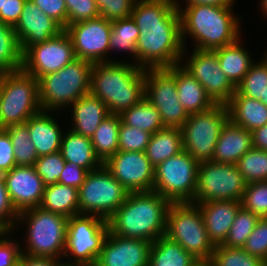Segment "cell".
<instances>
[{
	"instance_id": "obj_1",
	"label": "cell",
	"mask_w": 267,
	"mask_h": 266,
	"mask_svg": "<svg viewBox=\"0 0 267 266\" xmlns=\"http://www.w3.org/2000/svg\"><path fill=\"white\" fill-rule=\"evenodd\" d=\"M132 19L139 28L137 66L169 68L181 62L180 12L173 0H136Z\"/></svg>"
},
{
	"instance_id": "obj_2",
	"label": "cell",
	"mask_w": 267,
	"mask_h": 266,
	"mask_svg": "<svg viewBox=\"0 0 267 266\" xmlns=\"http://www.w3.org/2000/svg\"><path fill=\"white\" fill-rule=\"evenodd\" d=\"M177 9L184 48L189 47L187 43L190 41L187 40H191L193 49L214 51L243 36L242 15L235 13L234 6L194 4L178 6Z\"/></svg>"
},
{
	"instance_id": "obj_3",
	"label": "cell",
	"mask_w": 267,
	"mask_h": 266,
	"mask_svg": "<svg viewBox=\"0 0 267 266\" xmlns=\"http://www.w3.org/2000/svg\"><path fill=\"white\" fill-rule=\"evenodd\" d=\"M170 204L154 190L129 193L124 203L106 220L108 231L153 243L165 235Z\"/></svg>"
},
{
	"instance_id": "obj_4",
	"label": "cell",
	"mask_w": 267,
	"mask_h": 266,
	"mask_svg": "<svg viewBox=\"0 0 267 266\" xmlns=\"http://www.w3.org/2000/svg\"><path fill=\"white\" fill-rule=\"evenodd\" d=\"M90 93L106 104L110 114L120 115L145 97V69L134 63H94Z\"/></svg>"
},
{
	"instance_id": "obj_5",
	"label": "cell",
	"mask_w": 267,
	"mask_h": 266,
	"mask_svg": "<svg viewBox=\"0 0 267 266\" xmlns=\"http://www.w3.org/2000/svg\"><path fill=\"white\" fill-rule=\"evenodd\" d=\"M67 222V217L43 210L40 207L20 212L13 233L25 229L22 231L25 233L21 238L23 242H20L21 254L63 259L66 248Z\"/></svg>"
},
{
	"instance_id": "obj_6",
	"label": "cell",
	"mask_w": 267,
	"mask_h": 266,
	"mask_svg": "<svg viewBox=\"0 0 267 266\" xmlns=\"http://www.w3.org/2000/svg\"><path fill=\"white\" fill-rule=\"evenodd\" d=\"M92 67L89 61L76 58L59 71L38 78L41 109L62 113L83 95L90 93Z\"/></svg>"
},
{
	"instance_id": "obj_7",
	"label": "cell",
	"mask_w": 267,
	"mask_h": 266,
	"mask_svg": "<svg viewBox=\"0 0 267 266\" xmlns=\"http://www.w3.org/2000/svg\"><path fill=\"white\" fill-rule=\"evenodd\" d=\"M164 236L197 260H210L216 247L209 239L199 206L191 202L169 205Z\"/></svg>"
},
{
	"instance_id": "obj_8",
	"label": "cell",
	"mask_w": 267,
	"mask_h": 266,
	"mask_svg": "<svg viewBox=\"0 0 267 266\" xmlns=\"http://www.w3.org/2000/svg\"><path fill=\"white\" fill-rule=\"evenodd\" d=\"M41 110L36 78L22 69L0 74V117L4 129L27 122Z\"/></svg>"
},
{
	"instance_id": "obj_9",
	"label": "cell",
	"mask_w": 267,
	"mask_h": 266,
	"mask_svg": "<svg viewBox=\"0 0 267 266\" xmlns=\"http://www.w3.org/2000/svg\"><path fill=\"white\" fill-rule=\"evenodd\" d=\"M228 120V109L224 104H216L207 111L190 114L180 128L183 150L198 163L212 161L218 137Z\"/></svg>"
},
{
	"instance_id": "obj_10",
	"label": "cell",
	"mask_w": 267,
	"mask_h": 266,
	"mask_svg": "<svg viewBox=\"0 0 267 266\" xmlns=\"http://www.w3.org/2000/svg\"><path fill=\"white\" fill-rule=\"evenodd\" d=\"M79 214L107 220L126 200L129 192L102 165L90 171L78 189Z\"/></svg>"
},
{
	"instance_id": "obj_11",
	"label": "cell",
	"mask_w": 267,
	"mask_h": 266,
	"mask_svg": "<svg viewBox=\"0 0 267 266\" xmlns=\"http://www.w3.org/2000/svg\"><path fill=\"white\" fill-rule=\"evenodd\" d=\"M199 163L185 150L155 167L153 190L171 203L192 202Z\"/></svg>"
},
{
	"instance_id": "obj_12",
	"label": "cell",
	"mask_w": 267,
	"mask_h": 266,
	"mask_svg": "<svg viewBox=\"0 0 267 266\" xmlns=\"http://www.w3.org/2000/svg\"><path fill=\"white\" fill-rule=\"evenodd\" d=\"M247 183L236 164L199 163L193 204L208 201H241Z\"/></svg>"
},
{
	"instance_id": "obj_13",
	"label": "cell",
	"mask_w": 267,
	"mask_h": 266,
	"mask_svg": "<svg viewBox=\"0 0 267 266\" xmlns=\"http://www.w3.org/2000/svg\"><path fill=\"white\" fill-rule=\"evenodd\" d=\"M107 234L106 220L96 215L79 214L68 218L63 259L94 266Z\"/></svg>"
},
{
	"instance_id": "obj_14",
	"label": "cell",
	"mask_w": 267,
	"mask_h": 266,
	"mask_svg": "<svg viewBox=\"0 0 267 266\" xmlns=\"http://www.w3.org/2000/svg\"><path fill=\"white\" fill-rule=\"evenodd\" d=\"M145 98L159 111L165 127L181 128L189 117L179 102L176 65L145 69Z\"/></svg>"
},
{
	"instance_id": "obj_15",
	"label": "cell",
	"mask_w": 267,
	"mask_h": 266,
	"mask_svg": "<svg viewBox=\"0 0 267 266\" xmlns=\"http://www.w3.org/2000/svg\"><path fill=\"white\" fill-rule=\"evenodd\" d=\"M184 48L180 64L205 88L215 104L226 105L236 92V87L222 72L213 51ZM189 53V54H188Z\"/></svg>"
},
{
	"instance_id": "obj_16",
	"label": "cell",
	"mask_w": 267,
	"mask_h": 266,
	"mask_svg": "<svg viewBox=\"0 0 267 266\" xmlns=\"http://www.w3.org/2000/svg\"><path fill=\"white\" fill-rule=\"evenodd\" d=\"M64 30L69 35L75 57L90 63L124 62L110 57L111 21L97 17L88 21L68 25ZM109 55V56H108Z\"/></svg>"
},
{
	"instance_id": "obj_17",
	"label": "cell",
	"mask_w": 267,
	"mask_h": 266,
	"mask_svg": "<svg viewBox=\"0 0 267 266\" xmlns=\"http://www.w3.org/2000/svg\"><path fill=\"white\" fill-rule=\"evenodd\" d=\"M76 59L72 41L65 30L23 52L21 69L34 78L55 73Z\"/></svg>"
},
{
	"instance_id": "obj_18",
	"label": "cell",
	"mask_w": 267,
	"mask_h": 266,
	"mask_svg": "<svg viewBox=\"0 0 267 266\" xmlns=\"http://www.w3.org/2000/svg\"><path fill=\"white\" fill-rule=\"evenodd\" d=\"M103 165L129 193L153 190L155 168L145 152L117 151Z\"/></svg>"
},
{
	"instance_id": "obj_19",
	"label": "cell",
	"mask_w": 267,
	"mask_h": 266,
	"mask_svg": "<svg viewBox=\"0 0 267 266\" xmlns=\"http://www.w3.org/2000/svg\"><path fill=\"white\" fill-rule=\"evenodd\" d=\"M152 242L108 234L94 266H149Z\"/></svg>"
},
{
	"instance_id": "obj_20",
	"label": "cell",
	"mask_w": 267,
	"mask_h": 266,
	"mask_svg": "<svg viewBox=\"0 0 267 266\" xmlns=\"http://www.w3.org/2000/svg\"><path fill=\"white\" fill-rule=\"evenodd\" d=\"M3 177L10 200L18 213L40 206L45 185L34 166H15Z\"/></svg>"
},
{
	"instance_id": "obj_21",
	"label": "cell",
	"mask_w": 267,
	"mask_h": 266,
	"mask_svg": "<svg viewBox=\"0 0 267 266\" xmlns=\"http://www.w3.org/2000/svg\"><path fill=\"white\" fill-rule=\"evenodd\" d=\"M13 28L22 52L36 43L47 41L64 30L57 21L41 11L32 0H26L20 18Z\"/></svg>"
},
{
	"instance_id": "obj_22",
	"label": "cell",
	"mask_w": 267,
	"mask_h": 266,
	"mask_svg": "<svg viewBox=\"0 0 267 266\" xmlns=\"http://www.w3.org/2000/svg\"><path fill=\"white\" fill-rule=\"evenodd\" d=\"M59 113L62 114L41 110L25 122L38 157L59 152L61 149V139L65 128L61 125L62 122L57 120L59 118L55 114L59 115Z\"/></svg>"
},
{
	"instance_id": "obj_23",
	"label": "cell",
	"mask_w": 267,
	"mask_h": 266,
	"mask_svg": "<svg viewBox=\"0 0 267 266\" xmlns=\"http://www.w3.org/2000/svg\"><path fill=\"white\" fill-rule=\"evenodd\" d=\"M209 239L217 246L228 237L229 229L241 208L240 201H208L198 203Z\"/></svg>"
},
{
	"instance_id": "obj_24",
	"label": "cell",
	"mask_w": 267,
	"mask_h": 266,
	"mask_svg": "<svg viewBox=\"0 0 267 266\" xmlns=\"http://www.w3.org/2000/svg\"><path fill=\"white\" fill-rule=\"evenodd\" d=\"M71 113L70 127L77 134L91 138L100 123L110 114L105 103L91 93L83 95L65 111ZM72 118V119H71Z\"/></svg>"
},
{
	"instance_id": "obj_25",
	"label": "cell",
	"mask_w": 267,
	"mask_h": 266,
	"mask_svg": "<svg viewBox=\"0 0 267 266\" xmlns=\"http://www.w3.org/2000/svg\"><path fill=\"white\" fill-rule=\"evenodd\" d=\"M251 148H253L252 131L228 120L218 137L212 161L237 164Z\"/></svg>"
},
{
	"instance_id": "obj_26",
	"label": "cell",
	"mask_w": 267,
	"mask_h": 266,
	"mask_svg": "<svg viewBox=\"0 0 267 266\" xmlns=\"http://www.w3.org/2000/svg\"><path fill=\"white\" fill-rule=\"evenodd\" d=\"M65 128L67 130L63 133L60 149L65 162L76 164L89 172L100 168L103 162L95 154L91 138Z\"/></svg>"
},
{
	"instance_id": "obj_27",
	"label": "cell",
	"mask_w": 267,
	"mask_h": 266,
	"mask_svg": "<svg viewBox=\"0 0 267 266\" xmlns=\"http://www.w3.org/2000/svg\"><path fill=\"white\" fill-rule=\"evenodd\" d=\"M242 41V36L233 44L223 46L213 52L217 55L219 66L230 82L237 87L256 61ZM250 52V53H249Z\"/></svg>"
},
{
	"instance_id": "obj_28",
	"label": "cell",
	"mask_w": 267,
	"mask_h": 266,
	"mask_svg": "<svg viewBox=\"0 0 267 266\" xmlns=\"http://www.w3.org/2000/svg\"><path fill=\"white\" fill-rule=\"evenodd\" d=\"M176 86L179 102L189 115L207 111L216 105L205 88L180 63L176 64Z\"/></svg>"
},
{
	"instance_id": "obj_29",
	"label": "cell",
	"mask_w": 267,
	"mask_h": 266,
	"mask_svg": "<svg viewBox=\"0 0 267 266\" xmlns=\"http://www.w3.org/2000/svg\"><path fill=\"white\" fill-rule=\"evenodd\" d=\"M226 106L229 120L249 131L267 124V106L259 100L241 95L237 90Z\"/></svg>"
},
{
	"instance_id": "obj_30",
	"label": "cell",
	"mask_w": 267,
	"mask_h": 266,
	"mask_svg": "<svg viewBox=\"0 0 267 266\" xmlns=\"http://www.w3.org/2000/svg\"><path fill=\"white\" fill-rule=\"evenodd\" d=\"M39 207L67 218L79 215L78 189L60 183L47 185Z\"/></svg>"
},
{
	"instance_id": "obj_31",
	"label": "cell",
	"mask_w": 267,
	"mask_h": 266,
	"mask_svg": "<svg viewBox=\"0 0 267 266\" xmlns=\"http://www.w3.org/2000/svg\"><path fill=\"white\" fill-rule=\"evenodd\" d=\"M183 150L180 128L165 127L151 135L146 148V156L154 168Z\"/></svg>"
},
{
	"instance_id": "obj_32",
	"label": "cell",
	"mask_w": 267,
	"mask_h": 266,
	"mask_svg": "<svg viewBox=\"0 0 267 266\" xmlns=\"http://www.w3.org/2000/svg\"><path fill=\"white\" fill-rule=\"evenodd\" d=\"M139 35V28L132 17L111 21L110 55L111 52H115L118 56L117 52H119L123 58L122 53H125L128 59L131 58L128 62L137 65V39Z\"/></svg>"
},
{
	"instance_id": "obj_33",
	"label": "cell",
	"mask_w": 267,
	"mask_h": 266,
	"mask_svg": "<svg viewBox=\"0 0 267 266\" xmlns=\"http://www.w3.org/2000/svg\"><path fill=\"white\" fill-rule=\"evenodd\" d=\"M196 261L179 243L166 236L152 243L149 266H192Z\"/></svg>"
},
{
	"instance_id": "obj_34",
	"label": "cell",
	"mask_w": 267,
	"mask_h": 266,
	"mask_svg": "<svg viewBox=\"0 0 267 266\" xmlns=\"http://www.w3.org/2000/svg\"><path fill=\"white\" fill-rule=\"evenodd\" d=\"M120 123L118 114H109L91 137L95 154L103 163L118 151Z\"/></svg>"
},
{
	"instance_id": "obj_35",
	"label": "cell",
	"mask_w": 267,
	"mask_h": 266,
	"mask_svg": "<svg viewBox=\"0 0 267 266\" xmlns=\"http://www.w3.org/2000/svg\"><path fill=\"white\" fill-rule=\"evenodd\" d=\"M119 116L125 125L145 130L151 134L165 128L159 111L145 97Z\"/></svg>"
},
{
	"instance_id": "obj_36",
	"label": "cell",
	"mask_w": 267,
	"mask_h": 266,
	"mask_svg": "<svg viewBox=\"0 0 267 266\" xmlns=\"http://www.w3.org/2000/svg\"><path fill=\"white\" fill-rule=\"evenodd\" d=\"M23 52L12 26L0 21V74L21 70Z\"/></svg>"
},
{
	"instance_id": "obj_37",
	"label": "cell",
	"mask_w": 267,
	"mask_h": 266,
	"mask_svg": "<svg viewBox=\"0 0 267 266\" xmlns=\"http://www.w3.org/2000/svg\"><path fill=\"white\" fill-rule=\"evenodd\" d=\"M13 145L16 166H34L38 159L36 149L30 139L26 123L5 128Z\"/></svg>"
},
{
	"instance_id": "obj_38",
	"label": "cell",
	"mask_w": 267,
	"mask_h": 266,
	"mask_svg": "<svg viewBox=\"0 0 267 266\" xmlns=\"http://www.w3.org/2000/svg\"><path fill=\"white\" fill-rule=\"evenodd\" d=\"M260 60V61H258ZM267 88V57L257 59L244 76L236 90L243 96L251 99L264 100V91Z\"/></svg>"
},
{
	"instance_id": "obj_39",
	"label": "cell",
	"mask_w": 267,
	"mask_h": 266,
	"mask_svg": "<svg viewBox=\"0 0 267 266\" xmlns=\"http://www.w3.org/2000/svg\"><path fill=\"white\" fill-rule=\"evenodd\" d=\"M236 165L247 184L267 181V151L253 147Z\"/></svg>"
},
{
	"instance_id": "obj_40",
	"label": "cell",
	"mask_w": 267,
	"mask_h": 266,
	"mask_svg": "<svg viewBox=\"0 0 267 266\" xmlns=\"http://www.w3.org/2000/svg\"><path fill=\"white\" fill-rule=\"evenodd\" d=\"M258 219L257 215L241 207L229 229L228 237L222 245L230 248H243Z\"/></svg>"
},
{
	"instance_id": "obj_41",
	"label": "cell",
	"mask_w": 267,
	"mask_h": 266,
	"mask_svg": "<svg viewBox=\"0 0 267 266\" xmlns=\"http://www.w3.org/2000/svg\"><path fill=\"white\" fill-rule=\"evenodd\" d=\"M210 261L213 266H261L262 260L250 255L243 248L217 245Z\"/></svg>"
},
{
	"instance_id": "obj_42",
	"label": "cell",
	"mask_w": 267,
	"mask_h": 266,
	"mask_svg": "<svg viewBox=\"0 0 267 266\" xmlns=\"http://www.w3.org/2000/svg\"><path fill=\"white\" fill-rule=\"evenodd\" d=\"M240 202L243 209L259 218L267 217V181L248 183Z\"/></svg>"
},
{
	"instance_id": "obj_43",
	"label": "cell",
	"mask_w": 267,
	"mask_h": 266,
	"mask_svg": "<svg viewBox=\"0 0 267 266\" xmlns=\"http://www.w3.org/2000/svg\"><path fill=\"white\" fill-rule=\"evenodd\" d=\"M151 133L135 127L119 125L118 151L145 152L149 144Z\"/></svg>"
},
{
	"instance_id": "obj_44",
	"label": "cell",
	"mask_w": 267,
	"mask_h": 266,
	"mask_svg": "<svg viewBox=\"0 0 267 266\" xmlns=\"http://www.w3.org/2000/svg\"><path fill=\"white\" fill-rule=\"evenodd\" d=\"M62 153L56 152L38 157L34 164L37 174L42 178L45 186L58 183L61 173L65 168Z\"/></svg>"
},
{
	"instance_id": "obj_45",
	"label": "cell",
	"mask_w": 267,
	"mask_h": 266,
	"mask_svg": "<svg viewBox=\"0 0 267 266\" xmlns=\"http://www.w3.org/2000/svg\"><path fill=\"white\" fill-rule=\"evenodd\" d=\"M243 249L262 261L267 260V217L258 219Z\"/></svg>"
},
{
	"instance_id": "obj_46",
	"label": "cell",
	"mask_w": 267,
	"mask_h": 266,
	"mask_svg": "<svg viewBox=\"0 0 267 266\" xmlns=\"http://www.w3.org/2000/svg\"><path fill=\"white\" fill-rule=\"evenodd\" d=\"M68 25L100 16L95 0H65Z\"/></svg>"
},
{
	"instance_id": "obj_47",
	"label": "cell",
	"mask_w": 267,
	"mask_h": 266,
	"mask_svg": "<svg viewBox=\"0 0 267 266\" xmlns=\"http://www.w3.org/2000/svg\"><path fill=\"white\" fill-rule=\"evenodd\" d=\"M100 17L115 21L131 17L136 0H95Z\"/></svg>"
},
{
	"instance_id": "obj_48",
	"label": "cell",
	"mask_w": 267,
	"mask_h": 266,
	"mask_svg": "<svg viewBox=\"0 0 267 266\" xmlns=\"http://www.w3.org/2000/svg\"><path fill=\"white\" fill-rule=\"evenodd\" d=\"M19 213L14 208L3 175H0V229L13 231Z\"/></svg>"
},
{
	"instance_id": "obj_49",
	"label": "cell",
	"mask_w": 267,
	"mask_h": 266,
	"mask_svg": "<svg viewBox=\"0 0 267 266\" xmlns=\"http://www.w3.org/2000/svg\"><path fill=\"white\" fill-rule=\"evenodd\" d=\"M12 233L13 231H5L0 236V266H15L20 262L21 241L19 238L15 240V233Z\"/></svg>"
},
{
	"instance_id": "obj_50",
	"label": "cell",
	"mask_w": 267,
	"mask_h": 266,
	"mask_svg": "<svg viewBox=\"0 0 267 266\" xmlns=\"http://www.w3.org/2000/svg\"><path fill=\"white\" fill-rule=\"evenodd\" d=\"M47 16L52 17L63 28L68 26L65 0H32Z\"/></svg>"
},
{
	"instance_id": "obj_51",
	"label": "cell",
	"mask_w": 267,
	"mask_h": 266,
	"mask_svg": "<svg viewBox=\"0 0 267 266\" xmlns=\"http://www.w3.org/2000/svg\"><path fill=\"white\" fill-rule=\"evenodd\" d=\"M16 166L13 145L8 132H0V175H3Z\"/></svg>"
},
{
	"instance_id": "obj_52",
	"label": "cell",
	"mask_w": 267,
	"mask_h": 266,
	"mask_svg": "<svg viewBox=\"0 0 267 266\" xmlns=\"http://www.w3.org/2000/svg\"><path fill=\"white\" fill-rule=\"evenodd\" d=\"M89 171L73 163H65V168L60 175L58 183L79 189L84 183Z\"/></svg>"
},
{
	"instance_id": "obj_53",
	"label": "cell",
	"mask_w": 267,
	"mask_h": 266,
	"mask_svg": "<svg viewBox=\"0 0 267 266\" xmlns=\"http://www.w3.org/2000/svg\"><path fill=\"white\" fill-rule=\"evenodd\" d=\"M26 0H6L4 4V24L14 27L20 18Z\"/></svg>"
},
{
	"instance_id": "obj_54",
	"label": "cell",
	"mask_w": 267,
	"mask_h": 266,
	"mask_svg": "<svg viewBox=\"0 0 267 266\" xmlns=\"http://www.w3.org/2000/svg\"><path fill=\"white\" fill-rule=\"evenodd\" d=\"M20 262L24 266H57L58 260L50 257L21 254Z\"/></svg>"
},
{
	"instance_id": "obj_55",
	"label": "cell",
	"mask_w": 267,
	"mask_h": 266,
	"mask_svg": "<svg viewBox=\"0 0 267 266\" xmlns=\"http://www.w3.org/2000/svg\"><path fill=\"white\" fill-rule=\"evenodd\" d=\"M176 7L184 5H215V6H235L237 0H173ZM184 2V3H182ZM186 2V3H185Z\"/></svg>"
},
{
	"instance_id": "obj_56",
	"label": "cell",
	"mask_w": 267,
	"mask_h": 266,
	"mask_svg": "<svg viewBox=\"0 0 267 266\" xmlns=\"http://www.w3.org/2000/svg\"><path fill=\"white\" fill-rule=\"evenodd\" d=\"M253 147L267 151V124L252 131Z\"/></svg>"
},
{
	"instance_id": "obj_57",
	"label": "cell",
	"mask_w": 267,
	"mask_h": 266,
	"mask_svg": "<svg viewBox=\"0 0 267 266\" xmlns=\"http://www.w3.org/2000/svg\"><path fill=\"white\" fill-rule=\"evenodd\" d=\"M258 9H259V13L261 14V16L263 15L264 17L261 18H266L265 21L267 20V0H259L258 2Z\"/></svg>"
},
{
	"instance_id": "obj_58",
	"label": "cell",
	"mask_w": 267,
	"mask_h": 266,
	"mask_svg": "<svg viewBox=\"0 0 267 266\" xmlns=\"http://www.w3.org/2000/svg\"><path fill=\"white\" fill-rule=\"evenodd\" d=\"M57 266H92L85 263L68 262L64 259L58 260Z\"/></svg>"
},
{
	"instance_id": "obj_59",
	"label": "cell",
	"mask_w": 267,
	"mask_h": 266,
	"mask_svg": "<svg viewBox=\"0 0 267 266\" xmlns=\"http://www.w3.org/2000/svg\"><path fill=\"white\" fill-rule=\"evenodd\" d=\"M192 266H213L210 260H197Z\"/></svg>"
},
{
	"instance_id": "obj_60",
	"label": "cell",
	"mask_w": 267,
	"mask_h": 266,
	"mask_svg": "<svg viewBox=\"0 0 267 266\" xmlns=\"http://www.w3.org/2000/svg\"><path fill=\"white\" fill-rule=\"evenodd\" d=\"M6 0H0V21L4 23V4Z\"/></svg>"
},
{
	"instance_id": "obj_61",
	"label": "cell",
	"mask_w": 267,
	"mask_h": 266,
	"mask_svg": "<svg viewBox=\"0 0 267 266\" xmlns=\"http://www.w3.org/2000/svg\"><path fill=\"white\" fill-rule=\"evenodd\" d=\"M260 102H262L265 106H267V88L264 91V100H259Z\"/></svg>"
},
{
	"instance_id": "obj_62",
	"label": "cell",
	"mask_w": 267,
	"mask_h": 266,
	"mask_svg": "<svg viewBox=\"0 0 267 266\" xmlns=\"http://www.w3.org/2000/svg\"><path fill=\"white\" fill-rule=\"evenodd\" d=\"M2 130H4V127H3V125H2L1 117H0V132H1Z\"/></svg>"
},
{
	"instance_id": "obj_63",
	"label": "cell",
	"mask_w": 267,
	"mask_h": 266,
	"mask_svg": "<svg viewBox=\"0 0 267 266\" xmlns=\"http://www.w3.org/2000/svg\"><path fill=\"white\" fill-rule=\"evenodd\" d=\"M261 266H267V260L263 261Z\"/></svg>"
},
{
	"instance_id": "obj_64",
	"label": "cell",
	"mask_w": 267,
	"mask_h": 266,
	"mask_svg": "<svg viewBox=\"0 0 267 266\" xmlns=\"http://www.w3.org/2000/svg\"><path fill=\"white\" fill-rule=\"evenodd\" d=\"M15 266H24L21 262H18Z\"/></svg>"
},
{
	"instance_id": "obj_65",
	"label": "cell",
	"mask_w": 267,
	"mask_h": 266,
	"mask_svg": "<svg viewBox=\"0 0 267 266\" xmlns=\"http://www.w3.org/2000/svg\"><path fill=\"white\" fill-rule=\"evenodd\" d=\"M5 231L0 229V236L4 233Z\"/></svg>"
},
{
	"instance_id": "obj_66",
	"label": "cell",
	"mask_w": 267,
	"mask_h": 266,
	"mask_svg": "<svg viewBox=\"0 0 267 266\" xmlns=\"http://www.w3.org/2000/svg\"><path fill=\"white\" fill-rule=\"evenodd\" d=\"M264 55L267 57V49H266V51H264Z\"/></svg>"
}]
</instances>
